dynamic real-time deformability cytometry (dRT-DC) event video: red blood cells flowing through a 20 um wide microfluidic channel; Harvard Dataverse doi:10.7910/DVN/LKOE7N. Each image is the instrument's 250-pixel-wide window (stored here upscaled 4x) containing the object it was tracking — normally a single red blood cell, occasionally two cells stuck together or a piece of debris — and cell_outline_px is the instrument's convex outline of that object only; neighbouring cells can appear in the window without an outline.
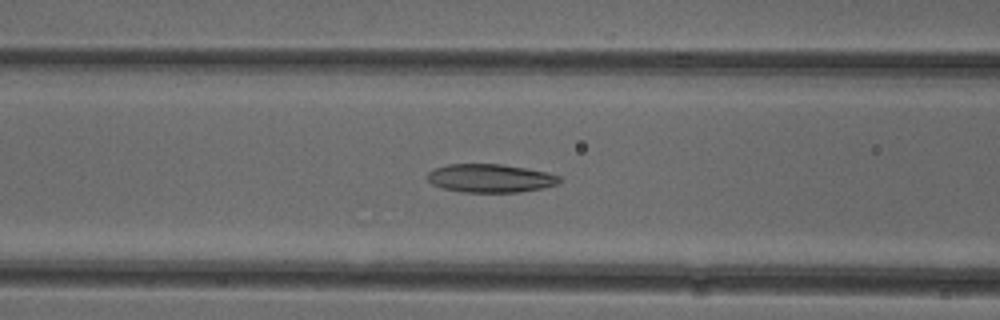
{"species": "common noctule bat (a hibernating species)", "species_latin": "Nyctalus noctula", "temperature_condition": "cold", "stored_images_in_passage": 52, "camera_frame_rate_fps": 3000, "um_per_image_px": 0.085, "animal": {"sex": "female"}, "frame": {"image": 1, "passage_image": 21, "time_ms": 6.667, "image_size_px": [1000, 320], "cell_outline_px": [[564, 180], [560, 184], [544, 188], [520, 192], [464, 192], [444, 188], [432, 184], [428, 180], [428, 172], [436, 168], [448, 164], [500, 164], [524, 168], [544, 172], [560, 176]], "centroid_in_image_um": [41.73, 15.16], "position_along_channel_um": 124.9, "area_um2": 21.79}}
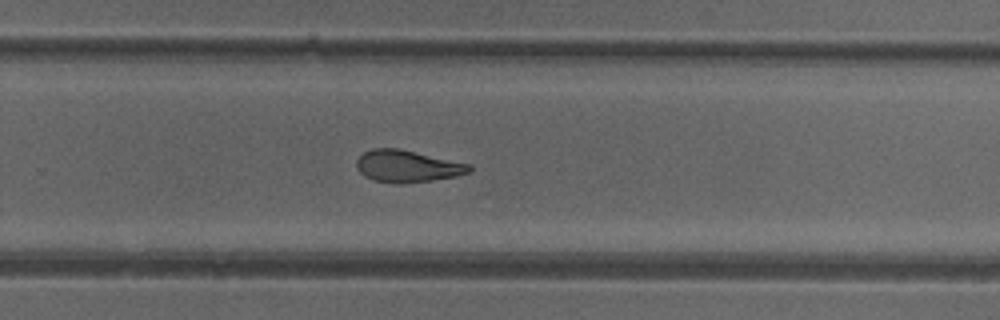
{"frame": {"image": 2, "passage_image": 34, "time_ms": 11.0, "image_size_px": [1000, 320], "cell_outline_px": [[472, 172], [456, 176], [432, 180], [404, 184], [400, 184], [372, 180], [364, 176], [356, 168], [356, 160], [364, 152], [372, 148], [400, 148], [472, 164]], "centroid_in_image_um": [34.64, 14.12], "position_along_channel_um": 295.2, "area_um2": 21.39}}
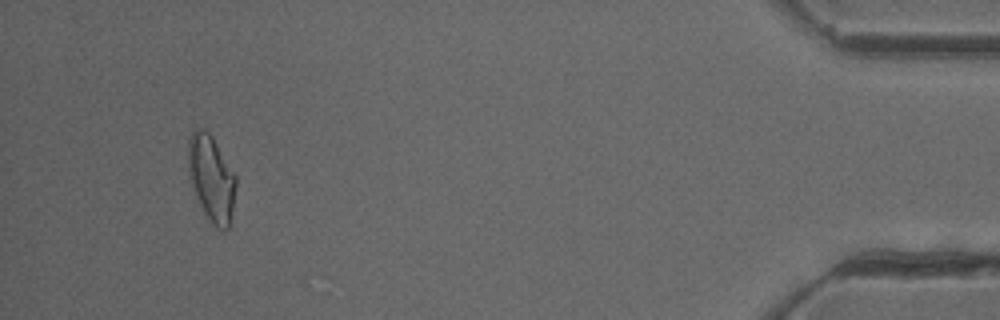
{"frame": {"image": 3, "passage_image": 49, "time_ms": 16.0, "image_size_px": [1000, 320], "cell_outline_px": [[236, 188], [228, 228], [216, 228], [208, 220], [200, 204], [188, 176], [188, 136], [196, 128], [204, 128], [212, 136], [236, 176]], "centroid_in_image_um": [17.94, 15.11], "position_along_channel_um": 417.3, "area_um2": 23.76}, "authors_computed_cell_mechanics": {"area_um2": 22.3108, "velocity_mm_per_s": 3.9469, "shape_relaxation_time_tau1_ms": 6.6148, "shape_relaxation_time_tau2_ms": 3.8754, "deformation_change_tau1": 0.1631, "deformation_change_tau2": 0.1251}}